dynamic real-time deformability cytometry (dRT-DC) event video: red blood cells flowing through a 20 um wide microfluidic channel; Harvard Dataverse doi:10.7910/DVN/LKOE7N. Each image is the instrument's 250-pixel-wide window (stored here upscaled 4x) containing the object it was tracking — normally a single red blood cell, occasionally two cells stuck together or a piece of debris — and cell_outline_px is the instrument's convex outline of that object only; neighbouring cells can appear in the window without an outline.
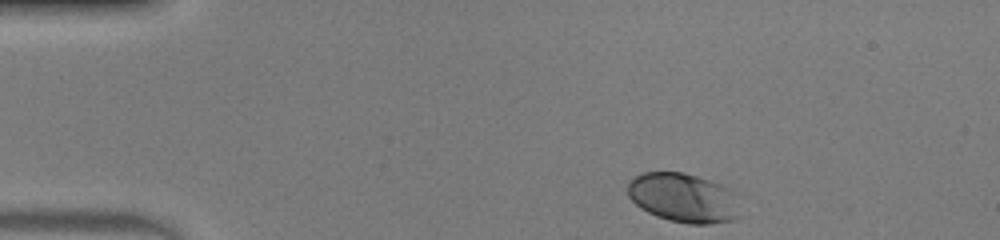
{"species": "human", "species_latin": "Homo sapiens", "temperature_condition": "warm", "stored_images_in_passage": 37, "camera_frame_rate_fps": 3000, "um_per_image_px": 0.085, "donor": {"sex": "male"}, "frame": {"image": 1, "passage_image": 1, "time_ms": 0.0, "image_size_px": [1000, 240], "cell_outline_px": [[740, 216], [732, 220], [708, 224], [688, 224], [668, 220], [656, 216], [640, 208], [628, 196], [628, 180], [640, 172], [684, 172], [720, 184], [740, 192]], "centroid_in_image_um": [58.15, 16.81], "position_along_channel_um": 26.9, "area_um2": 33.06}}
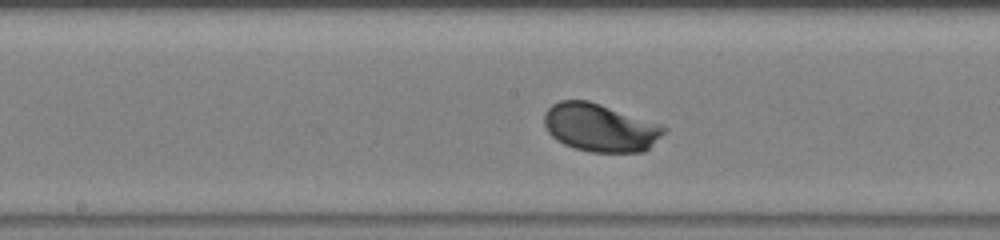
{"frame": {"image": 2, "passage_image": 19, "time_ms": 6.0, "image_size_px": [1000, 240], "cell_outline_px": [[668, 128], [644, 152], [592, 152], [576, 148], [564, 144], [556, 140], [548, 132], [544, 124], [544, 112], [552, 104], [560, 100], [588, 100], [660, 124]], "centroid_in_image_um": [50.97, 10.84], "position_along_channel_um": 197.2, "area_um2": 33.23}}
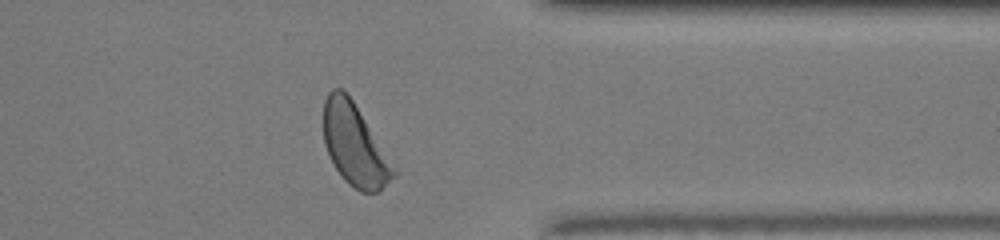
{"frame": {"image": 3, "passage_image": 33, "time_ms": 10.667, "image_size_px": [1000, 240], "cell_outline_px": [[396, 176], [380, 192], [360, 192], [348, 184], [344, 180], [336, 168], [324, 144], [324, 100], [328, 92], [332, 88], [340, 88], [352, 100], [396, 168]], "centroid_in_image_um": [30.15, 12.36], "position_along_channel_um": 381.2, "area_um2": 32.95}, "authors_computed_cell_mechanics": {"area_um2": 32.657, "velocity_mm_per_s": 4.1225, "shape_relaxation_time_tau1_ms": 1.4343, "shape_relaxation_time_tau2_ms": null, "deformation_change_tau1": 0.1141, "deformation_change_tau2": null}}